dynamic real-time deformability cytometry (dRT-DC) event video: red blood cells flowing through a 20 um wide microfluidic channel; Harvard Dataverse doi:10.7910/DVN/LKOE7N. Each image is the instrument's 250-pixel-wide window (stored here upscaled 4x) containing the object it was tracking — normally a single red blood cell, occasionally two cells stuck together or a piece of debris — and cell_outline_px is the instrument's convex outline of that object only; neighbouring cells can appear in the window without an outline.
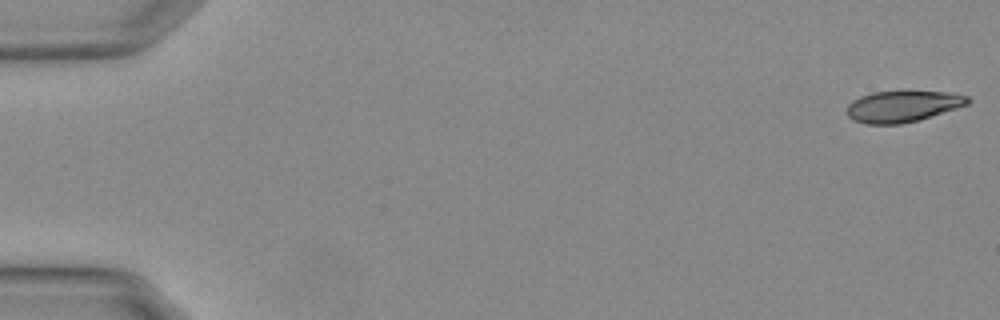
{"species": "Egyptian fruit bat (a non-hibernating species)", "species_latin": "Rousettus aegyptiacus", "temperature_condition": "warm", "stored_images_in_passage": 10, "camera_frame_rate_fps": 3000, "um_per_image_px": 0.085, "animal": {"sex": "female"}, "frame": {"image": 1, "passage_image": 1, "time_ms": 0.0, "image_size_px": [1000, 320], "cell_outline_px": [[972, 100], [968, 104], [956, 108], [916, 120], [900, 124], [864, 124], [852, 120], [848, 116], [848, 104], [852, 100], [860, 96], [872, 92], [944, 92], [968, 96]], "centroid_in_image_um": [76.68, 9.04], "position_along_channel_um": 8.3, "area_um2": 21.68}}